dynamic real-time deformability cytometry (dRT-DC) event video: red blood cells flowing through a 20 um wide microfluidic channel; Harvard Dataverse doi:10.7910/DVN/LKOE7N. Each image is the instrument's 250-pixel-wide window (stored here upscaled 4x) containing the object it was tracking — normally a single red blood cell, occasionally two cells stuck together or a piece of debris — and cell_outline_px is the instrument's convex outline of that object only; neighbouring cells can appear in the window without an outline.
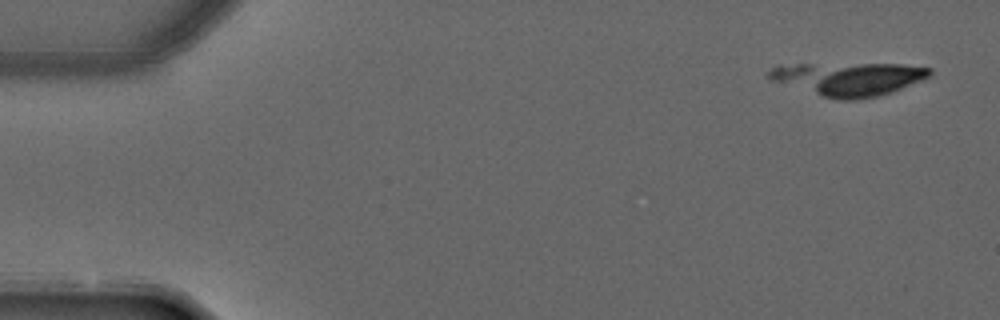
{"species": "common noctule bat (a hibernating species)", "species_latin": "Nyctalus noctula", "temperature_condition": "warm", "stored_images_in_passage": 9, "camera_frame_rate_fps": 3000, "um_per_image_px": 0.085, "animal": {"sex": "male", "forearm_length_mm": 52.5}, "frame": {"image": 1, "passage_image": 1, "time_ms": 0.0, "image_size_px": [1000, 320], "cell_outline_px": [[932, 76], [892, 92], [876, 96], [856, 100], [840, 100], [820, 96], [772, 80], [768, 76], [768, 72], [776, 64], [904, 64], [932, 68]], "centroid_in_image_um": [72.15, 6.69], "position_along_channel_um": 12.9, "area_um2": 31.33}}
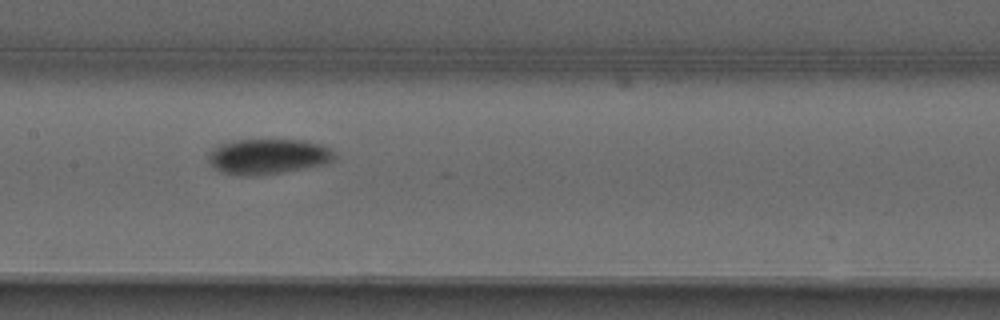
{"frame": {"image": 2, "passage_image": 7, "time_ms": 2.0, "image_size_px": [1000, 320], "cell_outline_px": [[336, 160], [324, 164], [304, 168], [256, 176], [240, 176], [224, 172], [216, 168], [208, 160], [208, 152], [212, 148], [220, 144], [236, 140], [304, 140], [324, 144], [336, 152]], "centroid_in_image_um": [22.83, 13.29], "position_along_channel_um": 184.6, "area_um2": 26.13}}
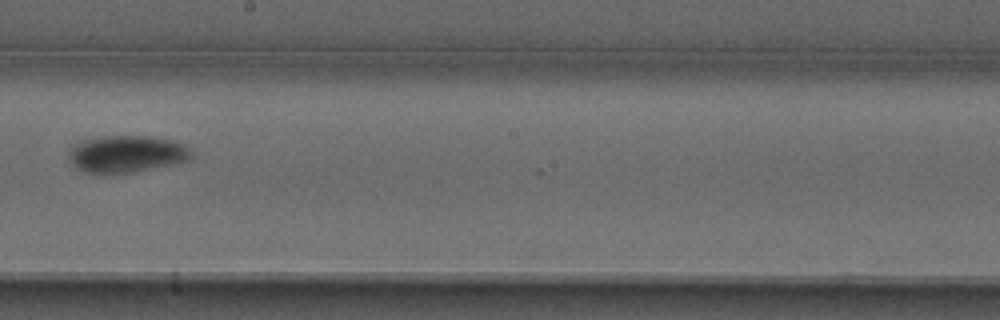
{"frame": {"image": 3, "passage_image": 8, "time_ms": 2.333, "image_size_px": [1000, 320], "cell_outline_px": [[196, 156], [192, 160], [132, 172], [84, 172], [72, 164], [68, 156], [68, 148], [72, 144], [84, 140], [104, 136], [148, 136], [172, 140], [184, 144]], "centroid_in_image_um": [10.78, 13.07], "position_along_channel_um": 237.4, "area_um2": 26.41}}